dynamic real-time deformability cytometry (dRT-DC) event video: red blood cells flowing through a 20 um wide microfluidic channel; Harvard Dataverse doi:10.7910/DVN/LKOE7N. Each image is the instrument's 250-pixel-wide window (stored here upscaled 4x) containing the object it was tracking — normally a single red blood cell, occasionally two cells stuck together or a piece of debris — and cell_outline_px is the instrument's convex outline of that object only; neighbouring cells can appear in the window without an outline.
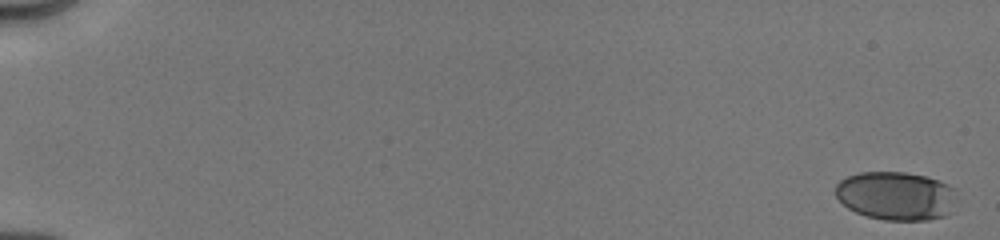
{"species": "human", "species_latin": "Homo sapiens", "temperature_condition": "cold", "stored_images_in_passage": 40, "camera_frame_rate_fps": 3000, "um_per_image_px": 0.085, "donor": {"sex": "male"}, "frame": {"image": 1, "passage_image": 1, "time_ms": 0.0, "image_size_px": [1000, 240], "cell_outline_px": [[956, 200], [948, 212], [944, 216], [928, 220], [884, 220], [868, 216], [856, 212], [848, 208], [836, 196], [836, 184], [840, 180], [848, 176], [860, 172], [904, 172], [924, 176], [948, 184], [956, 188]], "centroid_in_image_um": [76.17, 16.64], "position_along_channel_um": 8.8, "area_um2": 34.22}}
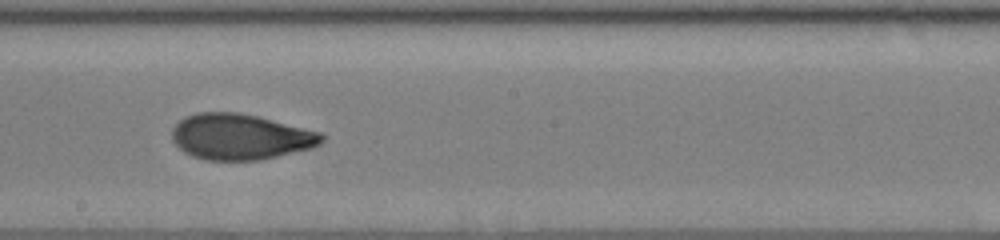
{"frame": {"image": 2, "passage_image": 23, "time_ms": 10.333, "image_size_px": [1000, 240], "cell_outline_px": [[324, 140], [320, 144], [312, 148], [260, 160], [204, 160], [192, 156], [184, 152], [172, 140], [172, 128], [184, 116], [196, 112], [240, 112], [320, 132], [324, 136]], "centroid_in_image_um": [20.4, 11.62], "position_along_channel_um": 227.8, "area_um2": 39.94}}
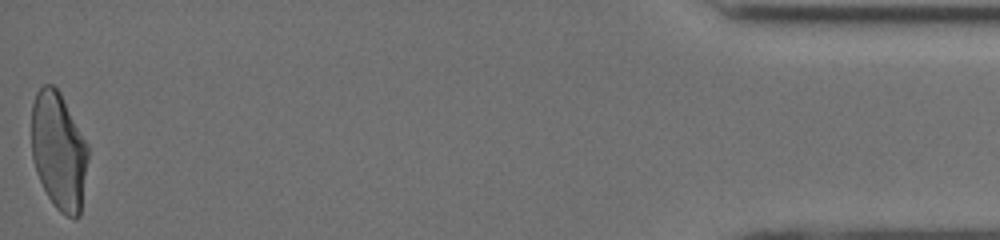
{"frame": {"image": 3, "passage_image": 40, "time_ms": 17.333, "image_size_px": [1000, 240], "cell_outline_px": [[88, 160], [80, 216], [72, 220], [64, 216], [56, 208], [48, 196], [36, 172], [32, 156], [32, 104], [36, 92], [44, 84], [52, 84], [60, 92], [88, 144]], "centroid_in_image_um": [5.0, 12.85], "position_along_channel_um": 430.2, "area_um2": 38.96}, "authors_computed_cell_mechanics": {"area_um2": 38.9572, "velocity_mm_per_s": 4.0253, "shape_relaxation_time_tau1_ms": 4.318, "shape_relaxation_time_tau2_ms": 1.0273, "deformation_change_tau1": 0.1587, "deformation_change_tau2": 0.0637}}